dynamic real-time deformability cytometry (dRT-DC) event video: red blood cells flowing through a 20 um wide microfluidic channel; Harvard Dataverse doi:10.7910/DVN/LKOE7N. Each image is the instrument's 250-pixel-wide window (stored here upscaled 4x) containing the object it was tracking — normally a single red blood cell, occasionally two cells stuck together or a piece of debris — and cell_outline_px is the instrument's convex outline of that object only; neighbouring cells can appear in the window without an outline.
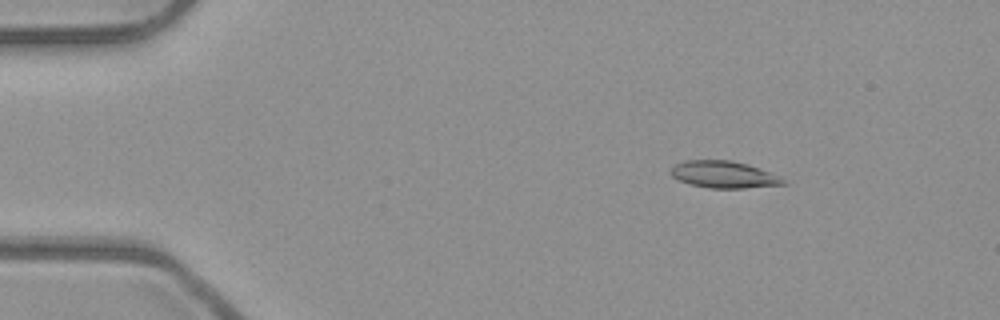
{"species": "common noctule bat (a hibernating species)", "species_latin": "Nyctalus noctula", "temperature_condition": "room temperature", "stored_images_in_passage": 5, "camera_frame_rate_fps": 3000, "um_per_image_px": 0.085, "animal": {"sex": "male", "body_mass_g": 23.1, "forearm_length_mm": 52.7}, "frame": {"image": 1, "passage_image": 3, "time_ms": 0.667, "image_size_px": [1000, 320], "cell_outline_px": [[788, 184], [744, 188], [708, 188], [692, 184], [680, 180], [672, 176], [668, 172], [676, 164], [684, 160], [732, 160], [748, 164], [780, 176]], "centroid_in_image_um": [61.53, 14.83], "position_along_channel_um": 23.5, "area_um2": 17.63}}